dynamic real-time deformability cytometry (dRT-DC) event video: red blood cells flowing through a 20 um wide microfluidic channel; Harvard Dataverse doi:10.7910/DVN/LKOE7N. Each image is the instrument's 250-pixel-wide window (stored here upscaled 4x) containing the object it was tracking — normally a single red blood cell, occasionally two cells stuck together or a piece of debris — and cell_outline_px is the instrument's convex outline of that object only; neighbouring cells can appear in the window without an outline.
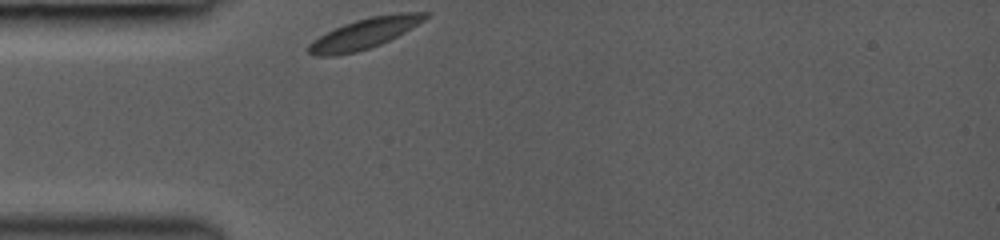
{"species": "common noctule bat (a hibernating species)", "species_latin": "Nyctalus noctula", "temperature_condition": "room temperature", "stored_images_in_passage": 4, "camera_frame_rate_fps": 3000, "um_per_image_px": 0.085, "animal": {"sex": "female", "body_mass_g": 19.0, "forearm_length_mm": 53.3}, "frame": {"image": 1, "passage_image": 1, "time_ms": 0.0, "image_size_px": [1000, 240], "cell_outline_px": [[432, 16], [412, 28], [380, 44], [356, 52], [336, 56], [316, 56], [308, 52], [308, 44], [312, 40], [344, 24], [356, 20], [372, 16], [400, 12], [432, 12]], "centroid_in_image_um": [31.03, 2.83], "position_along_channel_um": 54.0, "area_um2": 20.63}}
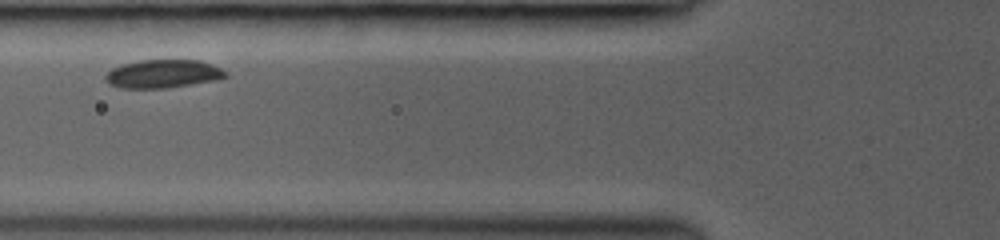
{"frame": {"image": 2, "passage_image": 3, "time_ms": 1.667, "image_size_px": [1000, 240], "cell_outline_px": [[228, 76], [216, 80], [192, 84], [164, 88], [120, 88], [108, 84], [104, 76], [112, 68], [120, 64], [136, 60], [200, 60], [212, 64], [228, 72]], "centroid_in_image_um": [13.84, 6.27], "position_along_channel_um": 112.0, "area_um2": 20.0}}